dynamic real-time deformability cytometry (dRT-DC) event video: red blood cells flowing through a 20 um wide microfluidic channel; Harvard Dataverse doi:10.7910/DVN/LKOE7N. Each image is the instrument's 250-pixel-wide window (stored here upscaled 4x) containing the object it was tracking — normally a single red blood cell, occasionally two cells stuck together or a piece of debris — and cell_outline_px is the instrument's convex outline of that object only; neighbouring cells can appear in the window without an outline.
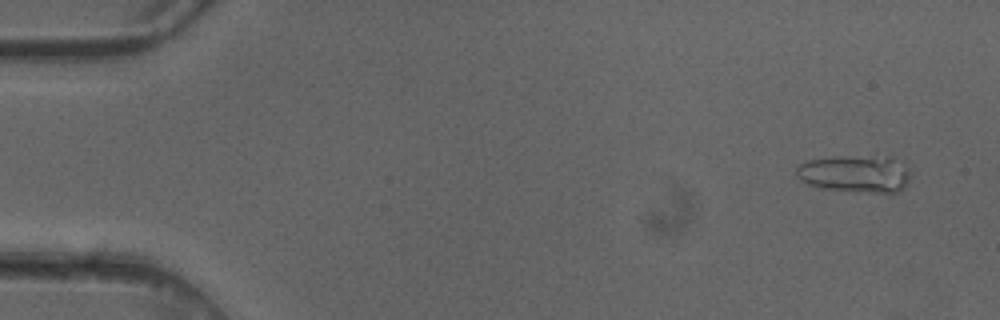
{"species": "common noctule bat (a hibernating species)", "species_latin": "Nyctalus noctula", "temperature_condition": "cold", "stored_images_in_passage": 6, "camera_frame_rate_fps": 3000, "um_per_image_px": 0.085, "animal": {"sex": "female"}, "frame": {"image": 1, "passage_image": 1, "time_ms": 0.0, "image_size_px": [1000, 320], "cell_outline_px": [[908, 184], [904, 188], [896, 192], [876, 192], [820, 188], [808, 184], [796, 176], [796, 164], [808, 160], [888, 156], [892, 156], [908, 172]], "centroid_in_image_um": [72.66, 14.79], "position_along_channel_um": 12.3, "area_um2": 23.87}}
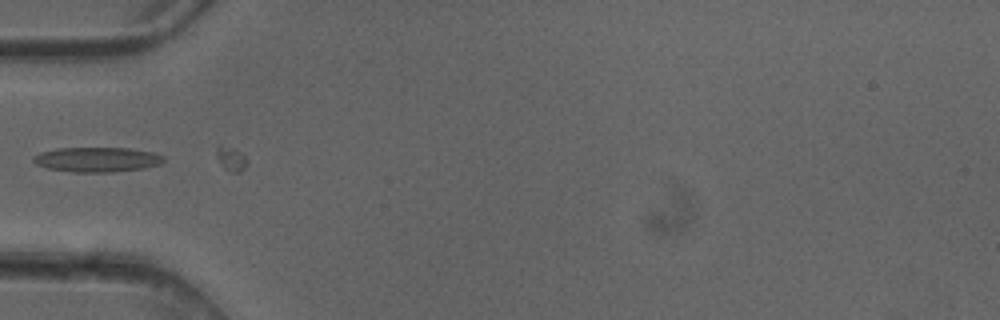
{"frame": {"image": 2, "passage_image": 5, "time_ms": 1.333, "image_size_px": [1000, 320], "cell_outline_px": [[164, 160], [160, 164], [144, 168], [112, 172], [72, 172], [48, 168], [36, 164], [32, 160], [32, 156], [40, 152], [56, 148], [128, 148], [152, 152], [164, 156]], "centroid_in_image_um": [8.22, 13.56], "position_along_channel_um": 76.8, "area_um2": 18.84}}